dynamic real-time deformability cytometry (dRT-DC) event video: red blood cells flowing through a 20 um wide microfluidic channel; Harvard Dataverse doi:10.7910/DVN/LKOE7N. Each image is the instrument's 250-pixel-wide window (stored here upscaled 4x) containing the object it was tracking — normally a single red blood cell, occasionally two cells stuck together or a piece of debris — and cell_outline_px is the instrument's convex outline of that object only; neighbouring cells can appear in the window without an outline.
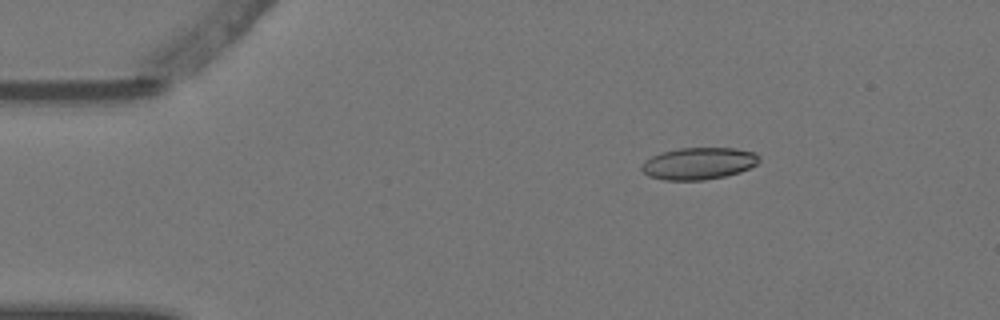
{"species": "Egyptian fruit bat (a non-hibernating species)", "species_latin": "Rousettus aegyptiacus", "temperature_condition": "warm", "stored_images_in_passage": 5, "camera_frame_rate_fps": 3000, "um_per_image_px": 0.085, "animal": {"sex": "female"}, "frame": {"image": 1, "passage_image": 3, "time_ms": 0.667, "image_size_px": [1000, 320], "cell_outline_px": [[760, 160], [756, 164], [740, 172], [724, 176], [704, 180], [664, 180], [648, 176], [640, 168], [644, 160], [652, 156], [664, 152], [680, 148], [736, 148], [756, 152], [760, 156]], "centroid_in_image_um": [59.4, 13.89], "position_along_channel_um": 25.6, "area_um2": 21.91}}